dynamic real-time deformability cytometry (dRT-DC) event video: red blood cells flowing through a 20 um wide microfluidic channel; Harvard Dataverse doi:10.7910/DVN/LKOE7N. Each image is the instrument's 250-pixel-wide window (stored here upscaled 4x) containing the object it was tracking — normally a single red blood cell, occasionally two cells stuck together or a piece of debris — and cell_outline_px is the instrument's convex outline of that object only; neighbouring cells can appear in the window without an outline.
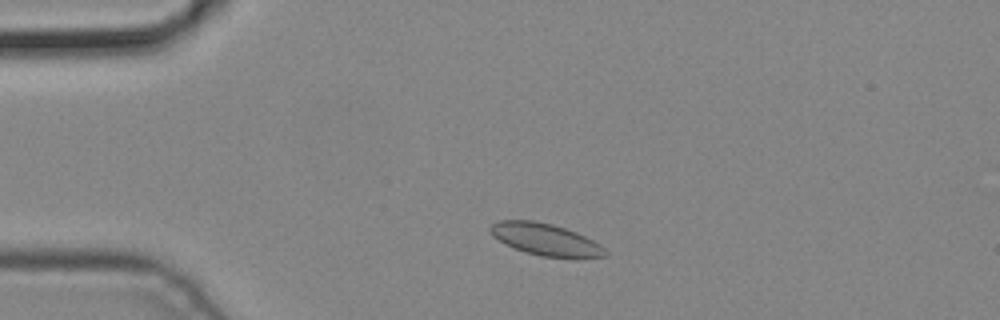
{"species": "common noctule bat (a hibernating species)", "species_latin": "Nyctalus noctula", "temperature_condition": "cold", "stored_images_in_passage": 3, "camera_frame_rate_fps": 3000, "um_per_image_px": 0.085, "animal": {"sex": "male", "body_mass_g": 19.2, "forearm_length_mm": 51.8}, "frame": {"image": 1, "passage_image": 2, "time_ms": 0.333, "image_size_px": [1000, 320], "cell_outline_px": [[608, 256], [540, 256], [524, 252], [504, 244], [492, 236], [488, 228], [492, 224], [500, 220], [532, 220], [552, 224], [576, 232], [600, 244], [608, 252]], "centroid_in_image_um": [46.29, 20.33], "position_along_channel_um": 38.7, "area_um2": 21.04}}